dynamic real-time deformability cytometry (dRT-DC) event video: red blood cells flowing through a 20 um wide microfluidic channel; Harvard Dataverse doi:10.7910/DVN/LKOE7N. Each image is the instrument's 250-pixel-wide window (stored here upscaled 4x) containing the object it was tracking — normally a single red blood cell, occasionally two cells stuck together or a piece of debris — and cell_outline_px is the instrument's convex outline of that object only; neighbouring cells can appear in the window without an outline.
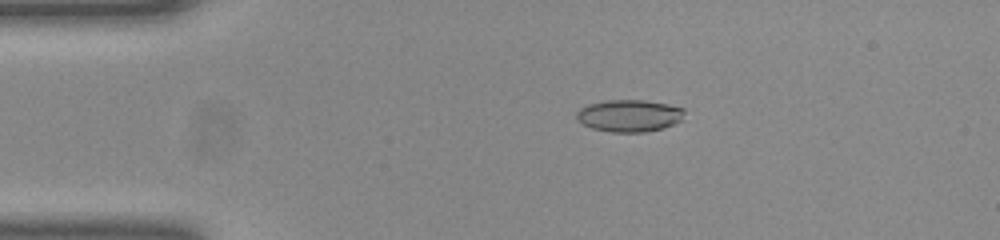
{"species": "common noctule bat (a hibernating species)", "species_latin": "Nyctalus noctula", "temperature_condition": "room temperature", "stored_images_in_passage": 50, "camera_frame_rate_fps": 3000, "um_per_image_px": 0.085, "animal": {"sex": "female", "body_mass_g": 23.0, "forearm_length_mm": 53.4}, "frame": {"image": 1, "passage_image": 10, "time_ms": 3.0, "image_size_px": [1000, 240], "cell_outline_px": [[684, 112], [680, 120], [664, 128], [648, 132], [612, 132], [592, 128], [576, 120], [576, 112], [580, 108], [588, 104], [608, 100], [644, 100], [668, 104], [684, 108]], "centroid_in_image_um": [53.47, 9.83], "position_along_channel_um": 31.5, "area_um2": 20.17}}
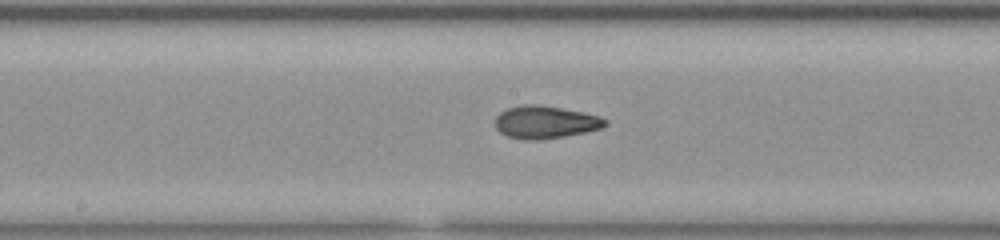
{"frame": {"image": 2, "passage_image": 26, "time_ms": 8.333, "image_size_px": [1000, 240], "cell_outline_px": [[608, 124], [600, 128], [584, 132], [564, 136], [540, 140], [524, 140], [508, 136], [500, 132], [496, 128], [496, 116], [500, 112], [508, 108], [520, 104], [540, 104], [584, 112], [600, 116], [608, 120]], "centroid_in_image_um": [46.35, 10.37], "position_along_channel_um": 201.8, "area_um2": 21.04}}
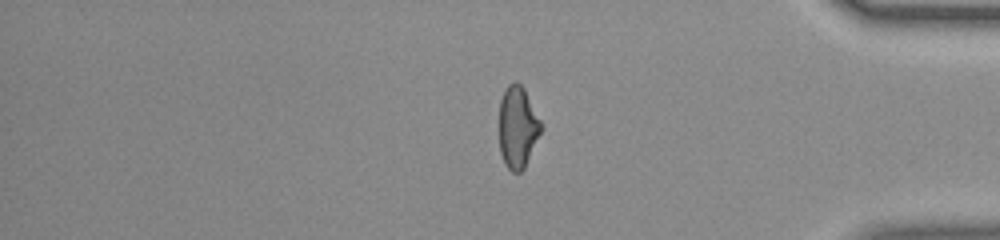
{"frame": {"image": 3, "passage_image": 42, "time_ms": 13.667, "image_size_px": [1000, 240], "cell_outline_px": [[540, 132], [524, 168], [520, 172], [512, 172], [504, 164], [500, 152], [500, 100], [504, 88], [508, 84], [516, 80], [524, 88], [540, 120]], "centroid_in_image_um": [43.97, 10.78], "position_along_channel_um": 391.2, "area_um2": 19.65}, "authors_computed_cell_mechanics": {"area_um2": 20.4034, "velocity_mm_per_s": 4.0568, "shape_relaxation_time_tau1_ms": 9.6977, "shape_relaxation_time_tau2_ms": 2.1156, "deformation_change_tau1": 0.2684, "deformation_change_tau2": 0.0718}}